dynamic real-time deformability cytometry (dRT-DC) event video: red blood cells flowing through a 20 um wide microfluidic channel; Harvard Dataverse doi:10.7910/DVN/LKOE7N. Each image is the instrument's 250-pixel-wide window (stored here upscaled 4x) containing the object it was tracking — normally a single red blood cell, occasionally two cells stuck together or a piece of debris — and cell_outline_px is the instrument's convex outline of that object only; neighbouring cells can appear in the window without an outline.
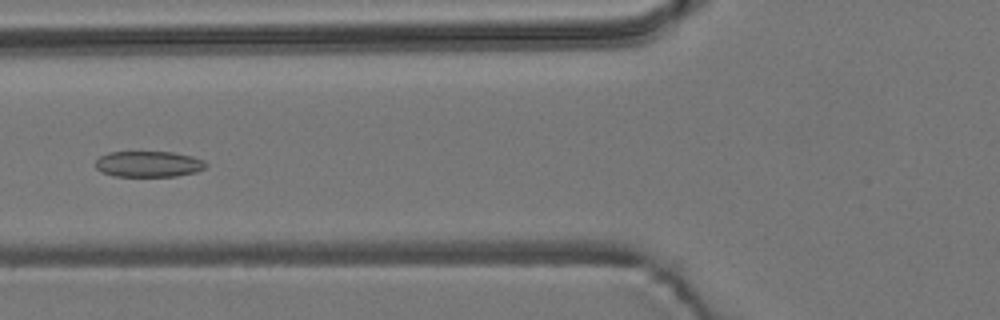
{"species": "common noctule bat (a hibernating species)", "species_latin": "Nyctalus noctula", "temperature_condition": "room temperature", "stored_images_in_passage": 8, "camera_frame_rate_fps": 3000, "um_per_image_px": 0.085, "animal": {"sex": "male", "body_mass_g": 19.2, "forearm_length_mm": 51.8}, "frame": {"image": 1, "passage_image": 5, "time_ms": 1.333, "image_size_px": [1000, 320], "cell_outline_px": [[208, 164], [204, 168], [196, 172], [176, 176], [112, 176], [100, 172], [96, 168], [96, 160], [100, 156], [108, 152], [172, 152], [192, 156], [204, 160]], "centroid_in_image_um": [12.62, 13.94], "position_along_channel_um": 113.2, "area_um2": 16.76}}
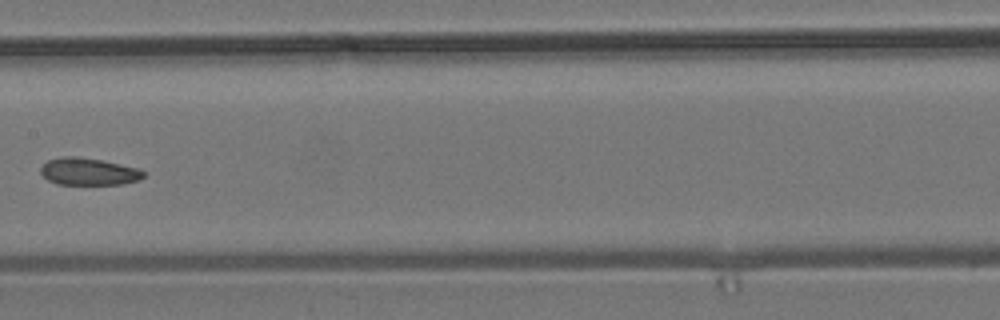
{"frame": {"image": 2, "passage_image": 7, "time_ms": 2.0, "image_size_px": [1000, 320], "cell_outline_px": [[144, 176], [140, 180], [120, 184], [56, 184], [48, 180], [40, 172], [40, 168], [48, 160], [64, 156], [76, 156], [100, 160], [136, 168], [144, 172]], "centroid_in_image_um": [7.5, 14.59], "position_along_channel_um": 199.9, "area_um2": 16.07}}
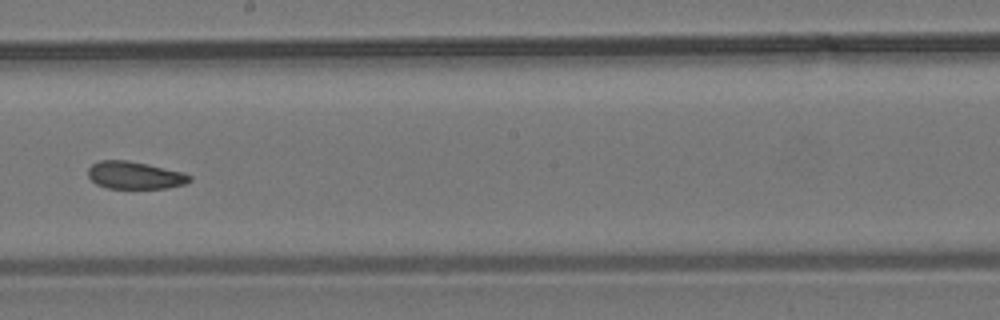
{"frame": {"image": 3, "passage_image": 8, "time_ms": 2.333, "image_size_px": [1000, 320], "cell_outline_px": [[192, 180], [184, 184], [168, 188], [108, 188], [96, 184], [88, 176], [88, 168], [92, 164], [100, 160], [128, 160], [148, 164], [184, 172], [192, 176]], "centroid_in_image_um": [11.47, 14.89], "position_along_channel_um": 236.7, "area_um2": 16.36}}